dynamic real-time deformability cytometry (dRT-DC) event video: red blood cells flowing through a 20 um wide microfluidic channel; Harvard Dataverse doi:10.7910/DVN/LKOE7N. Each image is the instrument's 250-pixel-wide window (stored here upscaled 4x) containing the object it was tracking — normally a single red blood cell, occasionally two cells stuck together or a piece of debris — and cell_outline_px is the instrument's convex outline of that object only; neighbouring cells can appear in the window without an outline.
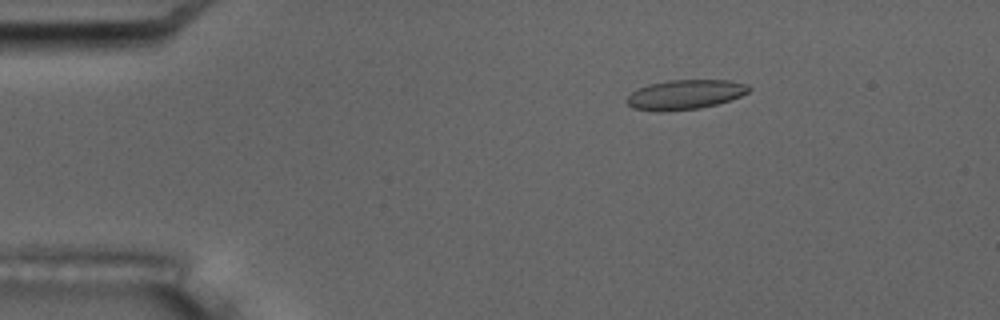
{"species": "common noctule bat (a hibernating species)", "species_latin": "Nyctalus noctula", "temperature_condition": "room temperature", "stored_images_in_passage": 5, "camera_frame_rate_fps": 3000, "um_per_image_px": 0.085, "animal": {"sex": "male", "body_mass_g": 17.5, "forearm_length_mm": 52.3}, "frame": {"image": 1, "passage_image": 3, "time_ms": 2.333, "image_size_px": [1000, 320], "cell_outline_px": [[752, 88], [748, 92], [740, 96], [716, 104], [700, 108], [664, 112], [656, 112], [632, 108], [624, 100], [636, 88], [648, 84], [668, 80], [728, 80], [748, 84]], "centroid_in_image_um": [58.18, 8.04], "position_along_channel_um": 26.8, "area_um2": 21.33}}